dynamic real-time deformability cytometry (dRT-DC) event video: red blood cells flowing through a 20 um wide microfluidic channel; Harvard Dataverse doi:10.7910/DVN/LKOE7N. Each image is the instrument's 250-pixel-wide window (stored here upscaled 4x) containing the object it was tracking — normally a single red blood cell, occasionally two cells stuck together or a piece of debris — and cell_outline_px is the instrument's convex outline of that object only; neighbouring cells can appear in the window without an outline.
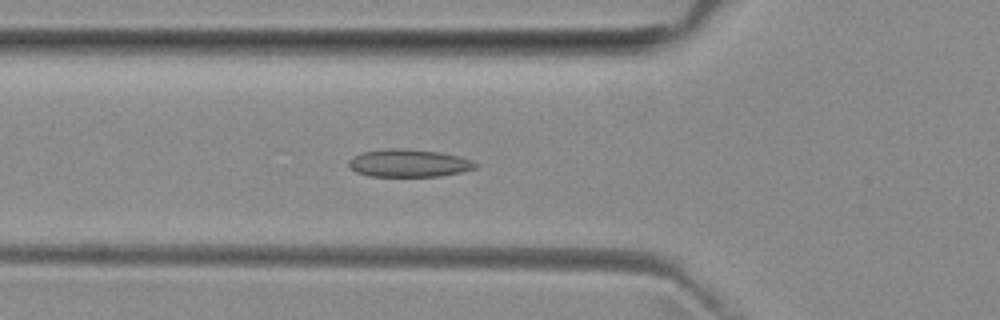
{"species": "common noctule bat (a hibernating species)", "species_latin": "Nyctalus noctula", "temperature_condition": "room temperature", "stored_images_in_passage": 39, "camera_frame_rate_fps": 3000, "um_per_image_px": 0.085, "animal": {"sex": "female", "body_mass_g": 29.2, "forearm_length_mm": 56.3}, "frame": {"image": 1, "passage_image": 5, "time_ms": 1.333, "image_size_px": [1000, 320], "cell_outline_px": [[480, 164], [476, 168], [460, 172], [440, 176], [368, 176], [356, 172], [348, 164], [348, 160], [352, 156], [364, 152], [388, 148], [400, 148], [440, 152], [460, 156], [472, 160]], "centroid_in_image_um": [34.77, 13.86], "position_along_channel_um": 91.0, "area_um2": 20.52}}
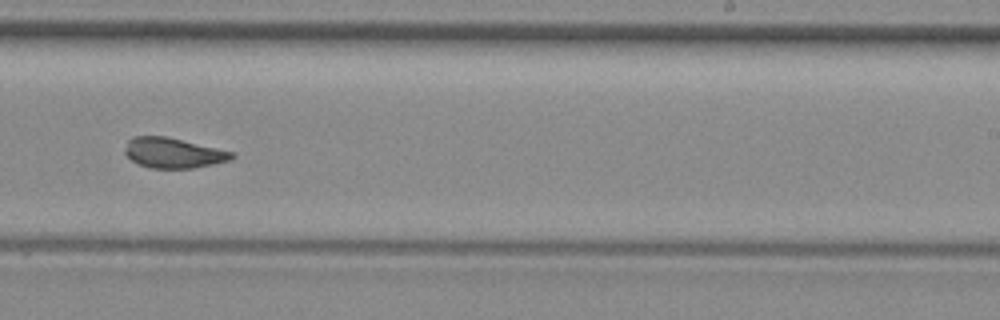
{"frame": {"image": 2, "passage_image": 19, "time_ms": 6.0, "image_size_px": [1000, 320], "cell_outline_px": [[236, 156], [232, 160], [196, 168], [148, 168], [132, 160], [124, 152], [128, 140], [136, 136], [168, 136], [232, 152]], "centroid_in_image_um": [14.75, 13.0], "position_along_channel_um": 274.2, "area_um2": 18.79}}
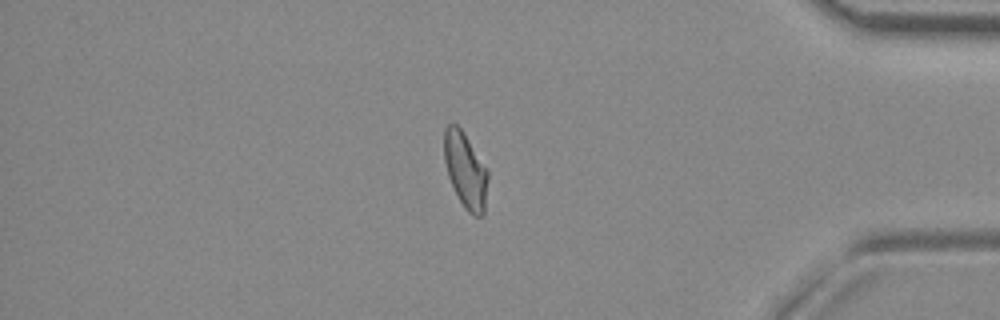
{"frame": {"image": 3, "passage_image": 31, "time_ms": 10.0, "image_size_px": [1000, 320], "cell_outline_px": [[488, 176], [484, 212], [480, 216], [472, 216], [464, 208], [448, 176], [444, 160], [444, 128], [448, 124], [456, 124], [460, 128], [488, 168]], "centroid_in_image_um": [39.57, 14.47], "position_along_channel_um": 395.6, "area_um2": 19.19}, "authors_computed_cell_mechanics": {"area_um2": 19.4786, "velocity_mm_per_s": 3.916, "shape_relaxation_time_tau1_ms": null, "shape_relaxation_time_tau2_ms": 1.7287, "deformation_change_tau1": null, "deformation_change_tau2": 0.0698}}